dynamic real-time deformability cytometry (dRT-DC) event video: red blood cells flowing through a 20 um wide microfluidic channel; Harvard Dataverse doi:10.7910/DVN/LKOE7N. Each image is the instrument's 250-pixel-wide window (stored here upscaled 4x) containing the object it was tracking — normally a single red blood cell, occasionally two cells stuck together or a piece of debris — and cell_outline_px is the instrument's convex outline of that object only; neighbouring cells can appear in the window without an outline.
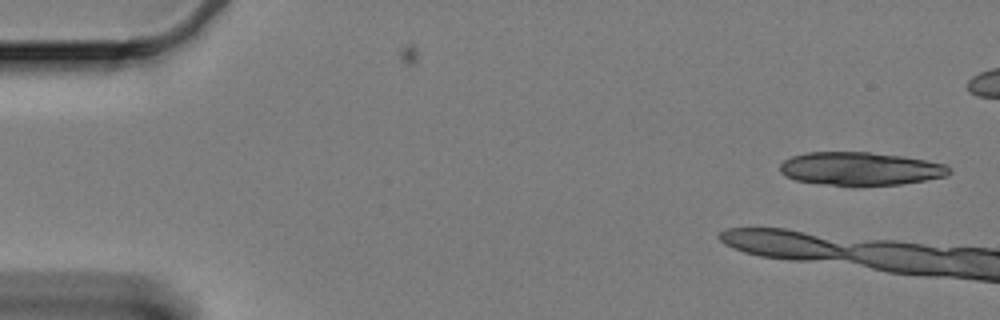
{"species": "Egyptian fruit bat (a non-hibernating species)", "species_latin": "Rousettus aegyptiacus", "temperature_condition": "cold", "stored_images_in_passage": 6, "camera_frame_rate_fps": 3000, "um_per_image_px": 0.085, "animal": {"sex": "female"}, "frame": {"image": 1, "passage_image": 1, "time_ms": 0.0, "image_size_px": [1000, 320], "cell_outline_px": [[952, 172], [948, 176], [900, 184], [852, 188], [796, 180], [780, 172], [780, 164], [784, 160], [792, 156], [808, 152], [868, 152], [900, 156], [924, 160], [944, 164]], "centroid_in_image_um": [73.11, 14.37], "position_along_channel_um": 11.9, "area_um2": 33.12}}